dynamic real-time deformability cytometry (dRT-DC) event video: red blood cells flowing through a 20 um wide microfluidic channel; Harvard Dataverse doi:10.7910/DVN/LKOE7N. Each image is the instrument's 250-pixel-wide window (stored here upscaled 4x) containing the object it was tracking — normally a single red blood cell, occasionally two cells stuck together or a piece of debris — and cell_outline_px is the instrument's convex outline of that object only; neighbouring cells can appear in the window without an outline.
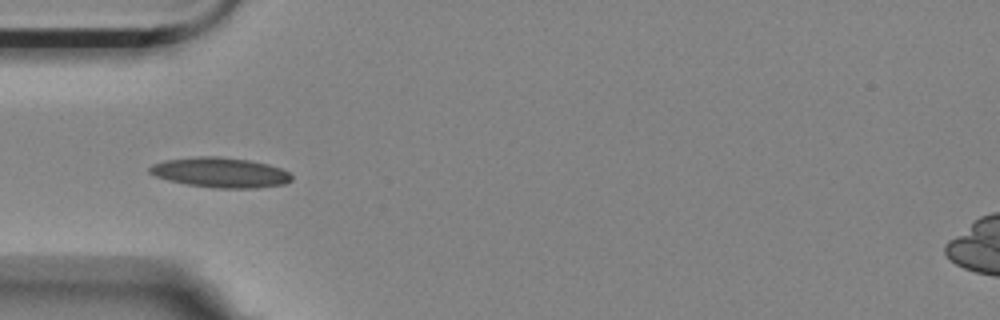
{"species": "Egyptian fruit bat (a non-hibernating species)", "species_latin": "Rousettus aegyptiacus", "temperature_condition": "room temperature", "stored_images_in_passage": 1, "camera_frame_rate_fps": 3000, "um_per_image_px": 0.085, "animal": {"sex": "female"}, "frame": {"image": 1, "passage_image": 1, "time_ms": 0.0, "image_size_px": [1000, 320], "cell_outline_px": [[292, 180], [284, 184], [256, 188], [212, 188], [188, 184], [168, 180], [156, 176], [148, 172], [148, 168], [152, 164], [164, 160], [200, 156], [216, 156], [248, 160], [268, 164], [280, 168], [288, 172], [292, 176]], "centroid_in_image_um": [18.71, 14.66], "position_along_channel_um": 66.3, "area_um2": 24.8}}